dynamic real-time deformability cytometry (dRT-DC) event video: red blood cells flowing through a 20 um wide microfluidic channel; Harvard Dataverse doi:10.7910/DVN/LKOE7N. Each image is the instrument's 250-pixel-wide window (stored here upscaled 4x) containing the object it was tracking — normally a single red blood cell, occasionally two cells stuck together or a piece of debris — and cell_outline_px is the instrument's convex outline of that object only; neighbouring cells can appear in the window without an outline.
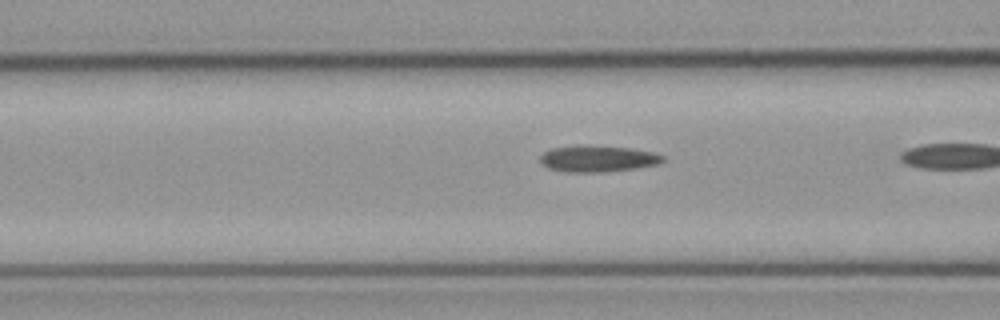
{"species": "common noctule bat (a hibernating species)", "species_latin": "Nyctalus noctula", "temperature_condition": "cold", "stored_images_in_passage": 22, "camera_frame_rate_fps": 3000, "um_per_image_px": 0.085, "animal": {"sex": "male", "body_mass_g": 23.1, "forearm_length_mm": 52.7}, "frame": {"image": 1, "passage_image": 16, "time_ms": 5.0, "image_size_px": [1000, 320], "cell_outline_px": [[664, 160], [656, 164], [636, 168], [604, 172], [568, 172], [548, 168], [540, 160], [540, 156], [544, 152], [552, 148], [580, 144], [588, 144], [632, 148], [652, 152], [664, 156]], "centroid_in_image_um": [50.79, 13.47], "position_along_channel_um": 115.8, "area_um2": 19.02}}
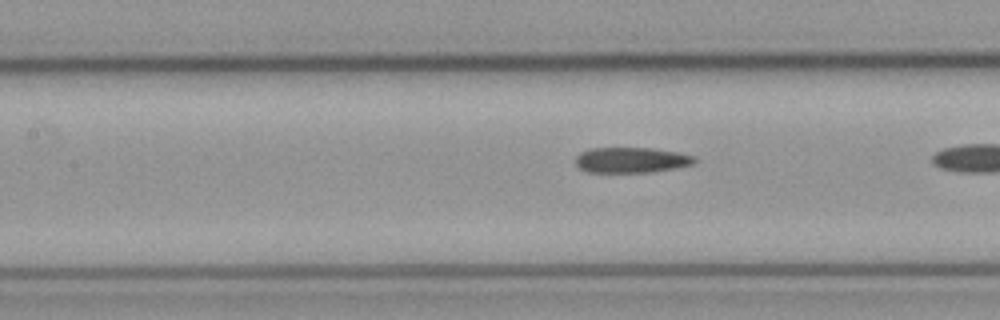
{"frame": {"image": 2, "passage_image": 19, "time_ms": 6.0, "image_size_px": [1000, 320], "cell_outline_px": [[696, 164], [676, 168], [652, 172], [588, 172], [580, 168], [576, 164], [576, 156], [580, 152], [592, 148], [652, 148], [676, 152], [696, 156]], "centroid_in_image_um": [53.7, 13.6], "position_along_channel_um": 153.7, "area_um2": 17.74}}